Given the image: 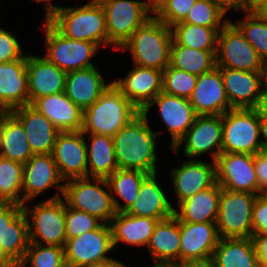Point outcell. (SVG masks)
Instances as JSON below:
<instances>
[{"label": "cell", "instance_id": "1", "mask_svg": "<svg viewBox=\"0 0 267 267\" xmlns=\"http://www.w3.org/2000/svg\"><path fill=\"white\" fill-rule=\"evenodd\" d=\"M157 138L158 132L148 125L147 114L139 112L113 137L118 169L156 174Z\"/></svg>", "mask_w": 267, "mask_h": 267}, {"label": "cell", "instance_id": "2", "mask_svg": "<svg viewBox=\"0 0 267 267\" xmlns=\"http://www.w3.org/2000/svg\"><path fill=\"white\" fill-rule=\"evenodd\" d=\"M171 28L154 15L118 50H129L134 65L164 71L170 63Z\"/></svg>", "mask_w": 267, "mask_h": 267}, {"label": "cell", "instance_id": "3", "mask_svg": "<svg viewBox=\"0 0 267 267\" xmlns=\"http://www.w3.org/2000/svg\"><path fill=\"white\" fill-rule=\"evenodd\" d=\"M62 35L99 47L108 45L106 16L100 1L79 7H61L47 19Z\"/></svg>", "mask_w": 267, "mask_h": 267}, {"label": "cell", "instance_id": "4", "mask_svg": "<svg viewBox=\"0 0 267 267\" xmlns=\"http://www.w3.org/2000/svg\"><path fill=\"white\" fill-rule=\"evenodd\" d=\"M139 110L112 83L110 87L83 111L82 132L114 137Z\"/></svg>", "mask_w": 267, "mask_h": 267}, {"label": "cell", "instance_id": "5", "mask_svg": "<svg viewBox=\"0 0 267 267\" xmlns=\"http://www.w3.org/2000/svg\"><path fill=\"white\" fill-rule=\"evenodd\" d=\"M109 192L111 191L105 178H73L66 180L62 199L68 207L86 212L102 223L109 224L117 213Z\"/></svg>", "mask_w": 267, "mask_h": 267}, {"label": "cell", "instance_id": "6", "mask_svg": "<svg viewBox=\"0 0 267 267\" xmlns=\"http://www.w3.org/2000/svg\"><path fill=\"white\" fill-rule=\"evenodd\" d=\"M23 211L28 219L30 243L65 247V201L62 198L45 200L32 208L24 204Z\"/></svg>", "mask_w": 267, "mask_h": 267}, {"label": "cell", "instance_id": "7", "mask_svg": "<svg viewBox=\"0 0 267 267\" xmlns=\"http://www.w3.org/2000/svg\"><path fill=\"white\" fill-rule=\"evenodd\" d=\"M222 153L261 151L259 116L254 108H232L222 115Z\"/></svg>", "mask_w": 267, "mask_h": 267}, {"label": "cell", "instance_id": "8", "mask_svg": "<svg viewBox=\"0 0 267 267\" xmlns=\"http://www.w3.org/2000/svg\"><path fill=\"white\" fill-rule=\"evenodd\" d=\"M257 194L221 188L216 225L220 238H252V208Z\"/></svg>", "mask_w": 267, "mask_h": 267}, {"label": "cell", "instance_id": "9", "mask_svg": "<svg viewBox=\"0 0 267 267\" xmlns=\"http://www.w3.org/2000/svg\"><path fill=\"white\" fill-rule=\"evenodd\" d=\"M45 58L59 69L70 72L95 66L91 58L99 51V46L92 42L73 40L62 35L45 19Z\"/></svg>", "mask_w": 267, "mask_h": 267}, {"label": "cell", "instance_id": "10", "mask_svg": "<svg viewBox=\"0 0 267 267\" xmlns=\"http://www.w3.org/2000/svg\"><path fill=\"white\" fill-rule=\"evenodd\" d=\"M100 3L106 16L108 45H113L116 50L152 17L141 0H100Z\"/></svg>", "mask_w": 267, "mask_h": 267}, {"label": "cell", "instance_id": "11", "mask_svg": "<svg viewBox=\"0 0 267 267\" xmlns=\"http://www.w3.org/2000/svg\"><path fill=\"white\" fill-rule=\"evenodd\" d=\"M263 59L230 20L217 36L216 66L261 72Z\"/></svg>", "mask_w": 267, "mask_h": 267}, {"label": "cell", "instance_id": "12", "mask_svg": "<svg viewBox=\"0 0 267 267\" xmlns=\"http://www.w3.org/2000/svg\"><path fill=\"white\" fill-rule=\"evenodd\" d=\"M222 137V115H197L193 125L171 150L177 156L184 144L182 150L189 159H196L204 153L211 152L212 161L215 162L222 153Z\"/></svg>", "mask_w": 267, "mask_h": 267}, {"label": "cell", "instance_id": "13", "mask_svg": "<svg viewBox=\"0 0 267 267\" xmlns=\"http://www.w3.org/2000/svg\"><path fill=\"white\" fill-rule=\"evenodd\" d=\"M114 249L109 224L102 223L97 229L67 239L65 250L66 265L86 267L105 260Z\"/></svg>", "mask_w": 267, "mask_h": 267}, {"label": "cell", "instance_id": "14", "mask_svg": "<svg viewBox=\"0 0 267 267\" xmlns=\"http://www.w3.org/2000/svg\"><path fill=\"white\" fill-rule=\"evenodd\" d=\"M64 179L61 177L52 154H33L23 166L22 195L23 205L42 194L52 186L57 193L46 200L62 198Z\"/></svg>", "mask_w": 267, "mask_h": 267}, {"label": "cell", "instance_id": "15", "mask_svg": "<svg viewBox=\"0 0 267 267\" xmlns=\"http://www.w3.org/2000/svg\"><path fill=\"white\" fill-rule=\"evenodd\" d=\"M215 163L217 184L221 188L258 195L253 155L246 153H221L215 160Z\"/></svg>", "mask_w": 267, "mask_h": 267}, {"label": "cell", "instance_id": "16", "mask_svg": "<svg viewBox=\"0 0 267 267\" xmlns=\"http://www.w3.org/2000/svg\"><path fill=\"white\" fill-rule=\"evenodd\" d=\"M82 131L59 132L52 156L64 181L87 177V148Z\"/></svg>", "mask_w": 267, "mask_h": 267}, {"label": "cell", "instance_id": "17", "mask_svg": "<svg viewBox=\"0 0 267 267\" xmlns=\"http://www.w3.org/2000/svg\"><path fill=\"white\" fill-rule=\"evenodd\" d=\"M28 219L23 206L7 203L0 208V244L7 255L19 265L29 245Z\"/></svg>", "mask_w": 267, "mask_h": 267}, {"label": "cell", "instance_id": "18", "mask_svg": "<svg viewBox=\"0 0 267 267\" xmlns=\"http://www.w3.org/2000/svg\"><path fill=\"white\" fill-rule=\"evenodd\" d=\"M163 71L134 65L123 79L113 84L142 112L162 91Z\"/></svg>", "mask_w": 267, "mask_h": 267}, {"label": "cell", "instance_id": "19", "mask_svg": "<svg viewBox=\"0 0 267 267\" xmlns=\"http://www.w3.org/2000/svg\"><path fill=\"white\" fill-rule=\"evenodd\" d=\"M171 179L176 193L177 205L217 183L216 163L198 159L182 162L180 167L171 169Z\"/></svg>", "mask_w": 267, "mask_h": 267}, {"label": "cell", "instance_id": "20", "mask_svg": "<svg viewBox=\"0 0 267 267\" xmlns=\"http://www.w3.org/2000/svg\"><path fill=\"white\" fill-rule=\"evenodd\" d=\"M157 105L161 121L169 130L172 149L193 125L196 113L189 99L167 94L161 91L142 111L147 114L152 106Z\"/></svg>", "mask_w": 267, "mask_h": 267}, {"label": "cell", "instance_id": "21", "mask_svg": "<svg viewBox=\"0 0 267 267\" xmlns=\"http://www.w3.org/2000/svg\"><path fill=\"white\" fill-rule=\"evenodd\" d=\"M196 115H223L232 109L225 93L219 67L198 76L197 85L189 98Z\"/></svg>", "mask_w": 267, "mask_h": 267}, {"label": "cell", "instance_id": "22", "mask_svg": "<svg viewBox=\"0 0 267 267\" xmlns=\"http://www.w3.org/2000/svg\"><path fill=\"white\" fill-rule=\"evenodd\" d=\"M27 55L0 63V112H11L29 104Z\"/></svg>", "mask_w": 267, "mask_h": 267}, {"label": "cell", "instance_id": "23", "mask_svg": "<svg viewBox=\"0 0 267 267\" xmlns=\"http://www.w3.org/2000/svg\"><path fill=\"white\" fill-rule=\"evenodd\" d=\"M180 262L212 258L220 240L216 222H180Z\"/></svg>", "mask_w": 267, "mask_h": 267}, {"label": "cell", "instance_id": "24", "mask_svg": "<svg viewBox=\"0 0 267 267\" xmlns=\"http://www.w3.org/2000/svg\"><path fill=\"white\" fill-rule=\"evenodd\" d=\"M219 70L231 108H255L263 91L261 72Z\"/></svg>", "mask_w": 267, "mask_h": 267}, {"label": "cell", "instance_id": "25", "mask_svg": "<svg viewBox=\"0 0 267 267\" xmlns=\"http://www.w3.org/2000/svg\"><path fill=\"white\" fill-rule=\"evenodd\" d=\"M29 104L34 100L65 92L67 72L44 56H27Z\"/></svg>", "mask_w": 267, "mask_h": 267}, {"label": "cell", "instance_id": "26", "mask_svg": "<svg viewBox=\"0 0 267 267\" xmlns=\"http://www.w3.org/2000/svg\"><path fill=\"white\" fill-rule=\"evenodd\" d=\"M11 113L24 127L32 153L52 154L59 133L52 122L30 104L14 109Z\"/></svg>", "mask_w": 267, "mask_h": 267}, {"label": "cell", "instance_id": "27", "mask_svg": "<svg viewBox=\"0 0 267 267\" xmlns=\"http://www.w3.org/2000/svg\"><path fill=\"white\" fill-rule=\"evenodd\" d=\"M112 83L113 81L106 83L95 66L70 71L66 76L65 94L84 111L94 104Z\"/></svg>", "mask_w": 267, "mask_h": 267}, {"label": "cell", "instance_id": "28", "mask_svg": "<svg viewBox=\"0 0 267 267\" xmlns=\"http://www.w3.org/2000/svg\"><path fill=\"white\" fill-rule=\"evenodd\" d=\"M30 105L50 120L59 132L82 130L83 111L65 92L38 98Z\"/></svg>", "mask_w": 267, "mask_h": 267}, {"label": "cell", "instance_id": "29", "mask_svg": "<svg viewBox=\"0 0 267 267\" xmlns=\"http://www.w3.org/2000/svg\"><path fill=\"white\" fill-rule=\"evenodd\" d=\"M156 177L157 173L151 174L141 183L137 198L125 213L159 221L174 215L175 208L161 185L159 186Z\"/></svg>", "mask_w": 267, "mask_h": 267}, {"label": "cell", "instance_id": "30", "mask_svg": "<svg viewBox=\"0 0 267 267\" xmlns=\"http://www.w3.org/2000/svg\"><path fill=\"white\" fill-rule=\"evenodd\" d=\"M180 240V222L174 215L158 221L147 246L153 263L180 262Z\"/></svg>", "mask_w": 267, "mask_h": 267}, {"label": "cell", "instance_id": "31", "mask_svg": "<svg viewBox=\"0 0 267 267\" xmlns=\"http://www.w3.org/2000/svg\"><path fill=\"white\" fill-rule=\"evenodd\" d=\"M220 196L221 187L216 183L179 203L174 216L179 222H216Z\"/></svg>", "mask_w": 267, "mask_h": 267}, {"label": "cell", "instance_id": "32", "mask_svg": "<svg viewBox=\"0 0 267 267\" xmlns=\"http://www.w3.org/2000/svg\"><path fill=\"white\" fill-rule=\"evenodd\" d=\"M158 221L153 218L129 215L125 212L116 213L109 223L114 249L119 242L133 245V247H147Z\"/></svg>", "mask_w": 267, "mask_h": 267}, {"label": "cell", "instance_id": "33", "mask_svg": "<svg viewBox=\"0 0 267 267\" xmlns=\"http://www.w3.org/2000/svg\"><path fill=\"white\" fill-rule=\"evenodd\" d=\"M32 155L21 122L11 112H0V156L24 165Z\"/></svg>", "mask_w": 267, "mask_h": 267}, {"label": "cell", "instance_id": "34", "mask_svg": "<svg viewBox=\"0 0 267 267\" xmlns=\"http://www.w3.org/2000/svg\"><path fill=\"white\" fill-rule=\"evenodd\" d=\"M87 148V177L107 179L118 170L113 137L89 134Z\"/></svg>", "mask_w": 267, "mask_h": 267}, {"label": "cell", "instance_id": "35", "mask_svg": "<svg viewBox=\"0 0 267 267\" xmlns=\"http://www.w3.org/2000/svg\"><path fill=\"white\" fill-rule=\"evenodd\" d=\"M212 259L215 267H259L252 238H220Z\"/></svg>", "mask_w": 267, "mask_h": 267}, {"label": "cell", "instance_id": "36", "mask_svg": "<svg viewBox=\"0 0 267 267\" xmlns=\"http://www.w3.org/2000/svg\"><path fill=\"white\" fill-rule=\"evenodd\" d=\"M148 176L140 170L118 169L106 179L117 213L126 212L130 208L138 196L141 183ZM117 196L125 202L123 205L116 199Z\"/></svg>", "mask_w": 267, "mask_h": 267}, {"label": "cell", "instance_id": "37", "mask_svg": "<svg viewBox=\"0 0 267 267\" xmlns=\"http://www.w3.org/2000/svg\"><path fill=\"white\" fill-rule=\"evenodd\" d=\"M216 52L192 49L172 40L169 65L200 76L216 67Z\"/></svg>", "mask_w": 267, "mask_h": 267}, {"label": "cell", "instance_id": "38", "mask_svg": "<svg viewBox=\"0 0 267 267\" xmlns=\"http://www.w3.org/2000/svg\"><path fill=\"white\" fill-rule=\"evenodd\" d=\"M171 28L172 40L181 46L204 51H217V36L222 28H211L179 22Z\"/></svg>", "mask_w": 267, "mask_h": 267}, {"label": "cell", "instance_id": "39", "mask_svg": "<svg viewBox=\"0 0 267 267\" xmlns=\"http://www.w3.org/2000/svg\"><path fill=\"white\" fill-rule=\"evenodd\" d=\"M23 164L0 156V195L7 203L23 206Z\"/></svg>", "mask_w": 267, "mask_h": 267}, {"label": "cell", "instance_id": "40", "mask_svg": "<svg viewBox=\"0 0 267 267\" xmlns=\"http://www.w3.org/2000/svg\"><path fill=\"white\" fill-rule=\"evenodd\" d=\"M65 265L64 247L29 243L18 267H64Z\"/></svg>", "mask_w": 267, "mask_h": 267}, {"label": "cell", "instance_id": "41", "mask_svg": "<svg viewBox=\"0 0 267 267\" xmlns=\"http://www.w3.org/2000/svg\"><path fill=\"white\" fill-rule=\"evenodd\" d=\"M245 13L244 20H237L233 24L264 61L267 59V22L256 12Z\"/></svg>", "mask_w": 267, "mask_h": 267}, {"label": "cell", "instance_id": "42", "mask_svg": "<svg viewBox=\"0 0 267 267\" xmlns=\"http://www.w3.org/2000/svg\"><path fill=\"white\" fill-rule=\"evenodd\" d=\"M225 14L226 12L211 0H196L182 22L204 27L223 28L230 21L229 18L224 17Z\"/></svg>", "mask_w": 267, "mask_h": 267}, {"label": "cell", "instance_id": "43", "mask_svg": "<svg viewBox=\"0 0 267 267\" xmlns=\"http://www.w3.org/2000/svg\"><path fill=\"white\" fill-rule=\"evenodd\" d=\"M198 76L168 66L163 71L162 91L189 99L197 85Z\"/></svg>", "mask_w": 267, "mask_h": 267}, {"label": "cell", "instance_id": "44", "mask_svg": "<svg viewBox=\"0 0 267 267\" xmlns=\"http://www.w3.org/2000/svg\"><path fill=\"white\" fill-rule=\"evenodd\" d=\"M102 222L86 212L68 207L65 203L66 239L79 236L85 232L97 229Z\"/></svg>", "mask_w": 267, "mask_h": 267}, {"label": "cell", "instance_id": "45", "mask_svg": "<svg viewBox=\"0 0 267 267\" xmlns=\"http://www.w3.org/2000/svg\"><path fill=\"white\" fill-rule=\"evenodd\" d=\"M195 2L196 0H167L154 16L171 27L186 18Z\"/></svg>", "mask_w": 267, "mask_h": 267}, {"label": "cell", "instance_id": "46", "mask_svg": "<svg viewBox=\"0 0 267 267\" xmlns=\"http://www.w3.org/2000/svg\"><path fill=\"white\" fill-rule=\"evenodd\" d=\"M24 55L16 36L0 28V63L13 62Z\"/></svg>", "mask_w": 267, "mask_h": 267}, {"label": "cell", "instance_id": "47", "mask_svg": "<svg viewBox=\"0 0 267 267\" xmlns=\"http://www.w3.org/2000/svg\"><path fill=\"white\" fill-rule=\"evenodd\" d=\"M253 233L267 234V198L257 195L252 208Z\"/></svg>", "mask_w": 267, "mask_h": 267}, {"label": "cell", "instance_id": "48", "mask_svg": "<svg viewBox=\"0 0 267 267\" xmlns=\"http://www.w3.org/2000/svg\"><path fill=\"white\" fill-rule=\"evenodd\" d=\"M254 168L257 176L258 195L267 190V151L253 154Z\"/></svg>", "mask_w": 267, "mask_h": 267}, {"label": "cell", "instance_id": "49", "mask_svg": "<svg viewBox=\"0 0 267 267\" xmlns=\"http://www.w3.org/2000/svg\"><path fill=\"white\" fill-rule=\"evenodd\" d=\"M252 241L256 252L258 266L267 267V234L253 233Z\"/></svg>", "mask_w": 267, "mask_h": 267}, {"label": "cell", "instance_id": "50", "mask_svg": "<svg viewBox=\"0 0 267 267\" xmlns=\"http://www.w3.org/2000/svg\"><path fill=\"white\" fill-rule=\"evenodd\" d=\"M217 4L223 11L227 12L230 9L246 11V0H211Z\"/></svg>", "mask_w": 267, "mask_h": 267}, {"label": "cell", "instance_id": "51", "mask_svg": "<svg viewBox=\"0 0 267 267\" xmlns=\"http://www.w3.org/2000/svg\"><path fill=\"white\" fill-rule=\"evenodd\" d=\"M176 267H215L212 258L204 260H186L175 263Z\"/></svg>", "mask_w": 267, "mask_h": 267}, {"label": "cell", "instance_id": "52", "mask_svg": "<svg viewBox=\"0 0 267 267\" xmlns=\"http://www.w3.org/2000/svg\"><path fill=\"white\" fill-rule=\"evenodd\" d=\"M259 118H267V89H263L262 95L254 108Z\"/></svg>", "mask_w": 267, "mask_h": 267}, {"label": "cell", "instance_id": "53", "mask_svg": "<svg viewBox=\"0 0 267 267\" xmlns=\"http://www.w3.org/2000/svg\"><path fill=\"white\" fill-rule=\"evenodd\" d=\"M86 267H128V266L124 265V263H122L121 261H118L112 257H109L105 260L95 262L92 265H89Z\"/></svg>", "mask_w": 267, "mask_h": 267}, {"label": "cell", "instance_id": "54", "mask_svg": "<svg viewBox=\"0 0 267 267\" xmlns=\"http://www.w3.org/2000/svg\"><path fill=\"white\" fill-rule=\"evenodd\" d=\"M261 151H267V118H259Z\"/></svg>", "mask_w": 267, "mask_h": 267}, {"label": "cell", "instance_id": "55", "mask_svg": "<svg viewBox=\"0 0 267 267\" xmlns=\"http://www.w3.org/2000/svg\"><path fill=\"white\" fill-rule=\"evenodd\" d=\"M0 267H18V265L7 255L0 244Z\"/></svg>", "mask_w": 267, "mask_h": 267}, {"label": "cell", "instance_id": "56", "mask_svg": "<svg viewBox=\"0 0 267 267\" xmlns=\"http://www.w3.org/2000/svg\"><path fill=\"white\" fill-rule=\"evenodd\" d=\"M32 1H35L38 4H40L41 2L45 3V6H44L45 7L44 11L46 15L45 19H48L56 10L62 7V6L52 4L53 0H32Z\"/></svg>", "mask_w": 267, "mask_h": 267}, {"label": "cell", "instance_id": "57", "mask_svg": "<svg viewBox=\"0 0 267 267\" xmlns=\"http://www.w3.org/2000/svg\"><path fill=\"white\" fill-rule=\"evenodd\" d=\"M167 0H146L144 1L146 8L154 15Z\"/></svg>", "mask_w": 267, "mask_h": 267}, {"label": "cell", "instance_id": "58", "mask_svg": "<svg viewBox=\"0 0 267 267\" xmlns=\"http://www.w3.org/2000/svg\"><path fill=\"white\" fill-rule=\"evenodd\" d=\"M267 0H246V11L256 12Z\"/></svg>", "mask_w": 267, "mask_h": 267}, {"label": "cell", "instance_id": "59", "mask_svg": "<svg viewBox=\"0 0 267 267\" xmlns=\"http://www.w3.org/2000/svg\"><path fill=\"white\" fill-rule=\"evenodd\" d=\"M261 74L263 89H267V59L263 61Z\"/></svg>", "mask_w": 267, "mask_h": 267}, {"label": "cell", "instance_id": "60", "mask_svg": "<svg viewBox=\"0 0 267 267\" xmlns=\"http://www.w3.org/2000/svg\"><path fill=\"white\" fill-rule=\"evenodd\" d=\"M256 13L267 22V3H265L264 5H262L257 11Z\"/></svg>", "mask_w": 267, "mask_h": 267}, {"label": "cell", "instance_id": "61", "mask_svg": "<svg viewBox=\"0 0 267 267\" xmlns=\"http://www.w3.org/2000/svg\"><path fill=\"white\" fill-rule=\"evenodd\" d=\"M152 267H176L175 264H153Z\"/></svg>", "mask_w": 267, "mask_h": 267}, {"label": "cell", "instance_id": "62", "mask_svg": "<svg viewBox=\"0 0 267 267\" xmlns=\"http://www.w3.org/2000/svg\"><path fill=\"white\" fill-rule=\"evenodd\" d=\"M7 202L4 200V198L0 195V208L3 207Z\"/></svg>", "mask_w": 267, "mask_h": 267}, {"label": "cell", "instance_id": "63", "mask_svg": "<svg viewBox=\"0 0 267 267\" xmlns=\"http://www.w3.org/2000/svg\"><path fill=\"white\" fill-rule=\"evenodd\" d=\"M262 195H263L265 198H267V190H266L264 193H262Z\"/></svg>", "mask_w": 267, "mask_h": 267}, {"label": "cell", "instance_id": "64", "mask_svg": "<svg viewBox=\"0 0 267 267\" xmlns=\"http://www.w3.org/2000/svg\"><path fill=\"white\" fill-rule=\"evenodd\" d=\"M98 1H100V0H91V2H98Z\"/></svg>", "mask_w": 267, "mask_h": 267}]
</instances>
